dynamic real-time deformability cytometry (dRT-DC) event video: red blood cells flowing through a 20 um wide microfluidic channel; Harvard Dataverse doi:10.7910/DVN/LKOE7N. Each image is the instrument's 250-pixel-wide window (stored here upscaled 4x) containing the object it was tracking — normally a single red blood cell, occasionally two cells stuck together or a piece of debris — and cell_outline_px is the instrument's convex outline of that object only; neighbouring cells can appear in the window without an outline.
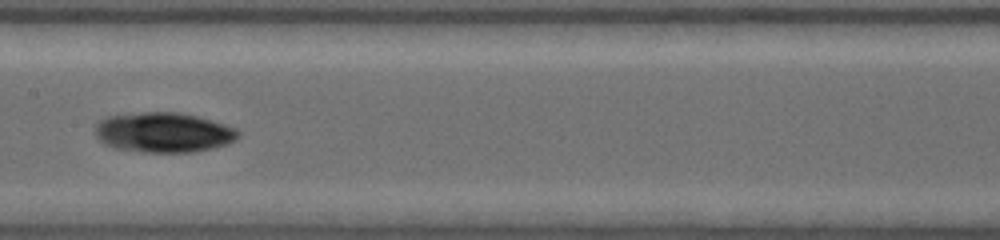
{"species": "common noctule bat (a hibernating species)", "species_latin": "Nyctalus noctula", "temperature_condition": "warm", "stored_images_in_passage": 9, "camera_frame_rate_fps": 4500, "um_per_image_px": 0.085, "animal": {"sex": "female", "body_mass_g": 19.0, "forearm_length_mm": 53.3}, "frame": {"image": 1, "passage_image": 8, "time_ms": 4.222, "image_size_px": [1000, 240], "cell_outline_px": [[240, 132], [236, 140], [228, 144], [212, 148], [192, 152], [144, 152], [116, 148], [104, 144], [96, 136], [96, 124], [100, 120], [108, 116], [144, 112], [176, 112], [196, 116], [224, 124], [236, 128]], "centroid_in_image_um": [13.91, 11.26], "position_along_channel_um": 193.5, "area_um2": 33.18}}